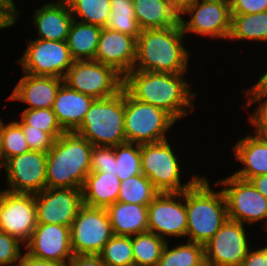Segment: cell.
<instances>
[{
	"label": "cell",
	"mask_w": 267,
	"mask_h": 266,
	"mask_svg": "<svg viewBox=\"0 0 267 266\" xmlns=\"http://www.w3.org/2000/svg\"><path fill=\"white\" fill-rule=\"evenodd\" d=\"M181 201L184 192H160L148 205V231L164 240L166 236H186L187 212Z\"/></svg>",
	"instance_id": "obj_15"
},
{
	"label": "cell",
	"mask_w": 267,
	"mask_h": 266,
	"mask_svg": "<svg viewBox=\"0 0 267 266\" xmlns=\"http://www.w3.org/2000/svg\"><path fill=\"white\" fill-rule=\"evenodd\" d=\"M231 14H253L267 11V0H229Z\"/></svg>",
	"instance_id": "obj_42"
},
{
	"label": "cell",
	"mask_w": 267,
	"mask_h": 266,
	"mask_svg": "<svg viewBox=\"0 0 267 266\" xmlns=\"http://www.w3.org/2000/svg\"><path fill=\"white\" fill-rule=\"evenodd\" d=\"M222 189L226 200L228 219L245 222L265 221L267 230V198L250 181L231 175L216 183Z\"/></svg>",
	"instance_id": "obj_10"
},
{
	"label": "cell",
	"mask_w": 267,
	"mask_h": 266,
	"mask_svg": "<svg viewBox=\"0 0 267 266\" xmlns=\"http://www.w3.org/2000/svg\"><path fill=\"white\" fill-rule=\"evenodd\" d=\"M98 255L106 266H134L132 236L114 234Z\"/></svg>",
	"instance_id": "obj_35"
},
{
	"label": "cell",
	"mask_w": 267,
	"mask_h": 266,
	"mask_svg": "<svg viewBox=\"0 0 267 266\" xmlns=\"http://www.w3.org/2000/svg\"><path fill=\"white\" fill-rule=\"evenodd\" d=\"M248 90H267V72L259 77V81Z\"/></svg>",
	"instance_id": "obj_49"
},
{
	"label": "cell",
	"mask_w": 267,
	"mask_h": 266,
	"mask_svg": "<svg viewBox=\"0 0 267 266\" xmlns=\"http://www.w3.org/2000/svg\"><path fill=\"white\" fill-rule=\"evenodd\" d=\"M198 266H215L211 262L206 261L205 259Z\"/></svg>",
	"instance_id": "obj_50"
},
{
	"label": "cell",
	"mask_w": 267,
	"mask_h": 266,
	"mask_svg": "<svg viewBox=\"0 0 267 266\" xmlns=\"http://www.w3.org/2000/svg\"><path fill=\"white\" fill-rule=\"evenodd\" d=\"M64 83L94 99L114 96L123 89L124 77L95 60H77L69 67Z\"/></svg>",
	"instance_id": "obj_8"
},
{
	"label": "cell",
	"mask_w": 267,
	"mask_h": 266,
	"mask_svg": "<svg viewBox=\"0 0 267 266\" xmlns=\"http://www.w3.org/2000/svg\"><path fill=\"white\" fill-rule=\"evenodd\" d=\"M159 193L144 174H139L120 182L117 201L149 205Z\"/></svg>",
	"instance_id": "obj_31"
},
{
	"label": "cell",
	"mask_w": 267,
	"mask_h": 266,
	"mask_svg": "<svg viewBox=\"0 0 267 266\" xmlns=\"http://www.w3.org/2000/svg\"><path fill=\"white\" fill-rule=\"evenodd\" d=\"M133 7L141 30L172 27L180 21L167 0H133Z\"/></svg>",
	"instance_id": "obj_26"
},
{
	"label": "cell",
	"mask_w": 267,
	"mask_h": 266,
	"mask_svg": "<svg viewBox=\"0 0 267 266\" xmlns=\"http://www.w3.org/2000/svg\"><path fill=\"white\" fill-rule=\"evenodd\" d=\"M228 39L267 42V11L253 14H232Z\"/></svg>",
	"instance_id": "obj_28"
},
{
	"label": "cell",
	"mask_w": 267,
	"mask_h": 266,
	"mask_svg": "<svg viewBox=\"0 0 267 266\" xmlns=\"http://www.w3.org/2000/svg\"><path fill=\"white\" fill-rule=\"evenodd\" d=\"M184 74L132 70L124 77L123 87L136 100L161 108L178 120L194 108L191 100L196 95Z\"/></svg>",
	"instance_id": "obj_1"
},
{
	"label": "cell",
	"mask_w": 267,
	"mask_h": 266,
	"mask_svg": "<svg viewBox=\"0 0 267 266\" xmlns=\"http://www.w3.org/2000/svg\"><path fill=\"white\" fill-rule=\"evenodd\" d=\"M75 131L93 146H117L125 143L124 87L114 96L95 99Z\"/></svg>",
	"instance_id": "obj_5"
},
{
	"label": "cell",
	"mask_w": 267,
	"mask_h": 266,
	"mask_svg": "<svg viewBox=\"0 0 267 266\" xmlns=\"http://www.w3.org/2000/svg\"><path fill=\"white\" fill-rule=\"evenodd\" d=\"M167 240L152 232L132 236L134 266H157Z\"/></svg>",
	"instance_id": "obj_29"
},
{
	"label": "cell",
	"mask_w": 267,
	"mask_h": 266,
	"mask_svg": "<svg viewBox=\"0 0 267 266\" xmlns=\"http://www.w3.org/2000/svg\"><path fill=\"white\" fill-rule=\"evenodd\" d=\"M255 131L258 132V133L263 134L267 139V130H255Z\"/></svg>",
	"instance_id": "obj_52"
},
{
	"label": "cell",
	"mask_w": 267,
	"mask_h": 266,
	"mask_svg": "<svg viewBox=\"0 0 267 266\" xmlns=\"http://www.w3.org/2000/svg\"><path fill=\"white\" fill-rule=\"evenodd\" d=\"M120 179L116 174L90 172L82 186V202L89 207L107 208L119 196Z\"/></svg>",
	"instance_id": "obj_25"
},
{
	"label": "cell",
	"mask_w": 267,
	"mask_h": 266,
	"mask_svg": "<svg viewBox=\"0 0 267 266\" xmlns=\"http://www.w3.org/2000/svg\"><path fill=\"white\" fill-rule=\"evenodd\" d=\"M23 74L8 99L27 103L30 106L26 109L52 108L64 79Z\"/></svg>",
	"instance_id": "obj_20"
},
{
	"label": "cell",
	"mask_w": 267,
	"mask_h": 266,
	"mask_svg": "<svg viewBox=\"0 0 267 266\" xmlns=\"http://www.w3.org/2000/svg\"><path fill=\"white\" fill-rule=\"evenodd\" d=\"M20 126L30 150L47 153L52 148L55 140L48 133L38 128H31L29 125Z\"/></svg>",
	"instance_id": "obj_41"
},
{
	"label": "cell",
	"mask_w": 267,
	"mask_h": 266,
	"mask_svg": "<svg viewBox=\"0 0 267 266\" xmlns=\"http://www.w3.org/2000/svg\"><path fill=\"white\" fill-rule=\"evenodd\" d=\"M19 125H29L31 128H38L48 133L54 140L60 137L65 130L59 124L52 108L45 109H24L21 113Z\"/></svg>",
	"instance_id": "obj_36"
},
{
	"label": "cell",
	"mask_w": 267,
	"mask_h": 266,
	"mask_svg": "<svg viewBox=\"0 0 267 266\" xmlns=\"http://www.w3.org/2000/svg\"><path fill=\"white\" fill-rule=\"evenodd\" d=\"M22 127L16 122L4 125L1 120V155L2 165L14 156L29 151Z\"/></svg>",
	"instance_id": "obj_37"
},
{
	"label": "cell",
	"mask_w": 267,
	"mask_h": 266,
	"mask_svg": "<svg viewBox=\"0 0 267 266\" xmlns=\"http://www.w3.org/2000/svg\"><path fill=\"white\" fill-rule=\"evenodd\" d=\"M184 14L191 16L188 22L180 17L184 34L191 32L228 40L232 21L229 0H198Z\"/></svg>",
	"instance_id": "obj_12"
},
{
	"label": "cell",
	"mask_w": 267,
	"mask_h": 266,
	"mask_svg": "<svg viewBox=\"0 0 267 266\" xmlns=\"http://www.w3.org/2000/svg\"><path fill=\"white\" fill-rule=\"evenodd\" d=\"M15 7L14 3L0 0V29L11 27L16 23L19 12Z\"/></svg>",
	"instance_id": "obj_43"
},
{
	"label": "cell",
	"mask_w": 267,
	"mask_h": 266,
	"mask_svg": "<svg viewBox=\"0 0 267 266\" xmlns=\"http://www.w3.org/2000/svg\"><path fill=\"white\" fill-rule=\"evenodd\" d=\"M73 18L105 28L111 14V0H66Z\"/></svg>",
	"instance_id": "obj_30"
},
{
	"label": "cell",
	"mask_w": 267,
	"mask_h": 266,
	"mask_svg": "<svg viewBox=\"0 0 267 266\" xmlns=\"http://www.w3.org/2000/svg\"><path fill=\"white\" fill-rule=\"evenodd\" d=\"M73 61L67 41L36 38L29 40L23 57L17 63L23 67V73L64 79Z\"/></svg>",
	"instance_id": "obj_11"
},
{
	"label": "cell",
	"mask_w": 267,
	"mask_h": 266,
	"mask_svg": "<svg viewBox=\"0 0 267 266\" xmlns=\"http://www.w3.org/2000/svg\"><path fill=\"white\" fill-rule=\"evenodd\" d=\"M17 266H67V264L37 259L25 252L24 255L21 256V259L17 263Z\"/></svg>",
	"instance_id": "obj_46"
},
{
	"label": "cell",
	"mask_w": 267,
	"mask_h": 266,
	"mask_svg": "<svg viewBox=\"0 0 267 266\" xmlns=\"http://www.w3.org/2000/svg\"><path fill=\"white\" fill-rule=\"evenodd\" d=\"M235 144L234 156L244 167L236 171L234 176L249 181L258 175L267 174V139L255 131Z\"/></svg>",
	"instance_id": "obj_22"
},
{
	"label": "cell",
	"mask_w": 267,
	"mask_h": 266,
	"mask_svg": "<svg viewBox=\"0 0 267 266\" xmlns=\"http://www.w3.org/2000/svg\"><path fill=\"white\" fill-rule=\"evenodd\" d=\"M106 210L115 235L134 236L148 232V205L116 201Z\"/></svg>",
	"instance_id": "obj_24"
},
{
	"label": "cell",
	"mask_w": 267,
	"mask_h": 266,
	"mask_svg": "<svg viewBox=\"0 0 267 266\" xmlns=\"http://www.w3.org/2000/svg\"><path fill=\"white\" fill-rule=\"evenodd\" d=\"M241 266H267V246L256 251L249 249Z\"/></svg>",
	"instance_id": "obj_45"
},
{
	"label": "cell",
	"mask_w": 267,
	"mask_h": 266,
	"mask_svg": "<svg viewBox=\"0 0 267 266\" xmlns=\"http://www.w3.org/2000/svg\"><path fill=\"white\" fill-rule=\"evenodd\" d=\"M0 164L2 166V155H1V119H0Z\"/></svg>",
	"instance_id": "obj_51"
},
{
	"label": "cell",
	"mask_w": 267,
	"mask_h": 266,
	"mask_svg": "<svg viewBox=\"0 0 267 266\" xmlns=\"http://www.w3.org/2000/svg\"><path fill=\"white\" fill-rule=\"evenodd\" d=\"M137 40L113 29L102 28L94 60L114 68L125 77L136 62Z\"/></svg>",
	"instance_id": "obj_19"
},
{
	"label": "cell",
	"mask_w": 267,
	"mask_h": 266,
	"mask_svg": "<svg viewBox=\"0 0 267 266\" xmlns=\"http://www.w3.org/2000/svg\"><path fill=\"white\" fill-rule=\"evenodd\" d=\"M204 259L202 244L188 241L169 249L166 243L157 266H198Z\"/></svg>",
	"instance_id": "obj_33"
},
{
	"label": "cell",
	"mask_w": 267,
	"mask_h": 266,
	"mask_svg": "<svg viewBox=\"0 0 267 266\" xmlns=\"http://www.w3.org/2000/svg\"><path fill=\"white\" fill-rule=\"evenodd\" d=\"M111 14L105 28L130 35L136 40L141 28L135 18L133 0H111Z\"/></svg>",
	"instance_id": "obj_32"
},
{
	"label": "cell",
	"mask_w": 267,
	"mask_h": 266,
	"mask_svg": "<svg viewBox=\"0 0 267 266\" xmlns=\"http://www.w3.org/2000/svg\"><path fill=\"white\" fill-rule=\"evenodd\" d=\"M74 19L67 38L70 55L74 61L94 60L102 27Z\"/></svg>",
	"instance_id": "obj_27"
},
{
	"label": "cell",
	"mask_w": 267,
	"mask_h": 266,
	"mask_svg": "<svg viewBox=\"0 0 267 266\" xmlns=\"http://www.w3.org/2000/svg\"><path fill=\"white\" fill-rule=\"evenodd\" d=\"M188 241L205 245L228 219L222 190L213 192L207 178L201 177L184 191Z\"/></svg>",
	"instance_id": "obj_4"
},
{
	"label": "cell",
	"mask_w": 267,
	"mask_h": 266,
	"mask_svg": "<svg viewBox=\"0 0 267 266\" xmlns=\"http://www.w3.org/2000/svg\"><path fill=\"white\" fill-rule=\"evenodd\" d=\"M244 224L227 219L204 245L205 260L215 266H241L249 245Z\"/></svg>",
	"instance_id": "obj_16"
},
{
	"label": "cell",
	"mask_w": 267,
	"mask_h": 266,
	"mask_svg": "<svg viewBox=\"0 0 267 266\" xmlns=\"http://www.w3.org/2000/svg\"><path fill=\"white\" fill-rule=\"evenodd\" d=\"M95 99L63 83L52 107L57 120L65 131H75Z\"/></svg>",
	"instance_id": "obj_23"
},
{
	"label": "cell",
	"mask_w": 267,
	"mask_h": 266,
	"mask_svg": "<svg viewBox=\"0 0 267 266\" xmlns=\"http://www.w3.org/2000/svg\"><path fill=\"white\" fill-rule=\"evenodd\" d=\"M47 153L29 150L9 158L1 167L6 169L7 191L38 194L46 188Z\"/></svg>",
	"instance_id": "obj_14"
},
{
	"label": "cell",
	"mask_w": 267,
	"mask_h": 266,
	"mask_svg": "<svg viewBox=\"0 0 267 266\" xmlns=\"http://www.w3.org/2000/svg\"><path fill=\"white\" fill-rule=\"evenodd\" d=\"M7 1L8 3H14L13 0H4Z\"/></svg>",
	"instance_id": "obj_53"
},
{
	"label": "cell",
	"mask_w": 267,
	"mask_h": 266,
	"mask_svg": "<svg viewBox=\"0 0 267 266\" xmlns=\"http://www.w3.org/2000/svg\"><path fill=\"white\" fill-rule=\"evenodd\" d=\"M73 16L66 0L47 3L34 13V25L42 40L67 41Z\"/></svg>",
	"instance_id": "obj_21"
},
{
	"label": "cell",
	"mask_w": 267,
	"mask_h": 266,
	"mask_svg": "<svg viewBox=\"0 0 267 266\" xmlns=\"http://www.w3.org/2000/svg\"><path fill=\"white\" fill-rule=\"evenodd\" d=\"M67 266H106L99 255L73 254Z\"/></svg>",
	"instance_id": "obj_44"
},
{
	"label": "cell",
	"mask_w": 267,
	"mask_h": 266,
	"mask_svg": "<svg viewBox=\"0 0 267 266\" xmlns=\"http://www.w3.org/2000/svg\"><path fill=\"white\" fill-rule=\"evenodd\" d=\"M114 150L116 156L115 172L120 181L142 174L141 147L139 144L125 142L114 146Z\"/></svg>",
	"instance_id": "obj_34"
},
{
	"label": "cell",
	"mask_w": 267,
	"mask_h": 266,
	"mask_svg": "<svg viewBox=\"0 0 267 266\" xmlns=\"http://www.w3.org/2000/svg\"><path fill=\"white\" fill-rule=\"evenodd\" d=\"M140 147L142 174L159 192L182 193L201 178L194 175L192 180L181 185L180 164L168 140L142 144Z\"/></svg>",
	"instance_id": "obj_7"
},
{
	"label": "cell",
	"mask_w": 267,
	"mask_h": 266,
	"mask_svg": "<svg viewBox=\"0 0 267 266\" xmlns=\"http://www.w3.org/2000/svg\"><path fill=\"white\" fill-rule=\"evenodd\" d=\"M20 244L24 245L18 238L0 231V266H17L14 263L22 256Z\"/></svg>",
	"instance_id": "obj_40"
},
{
	"label": "cell",
	"mask_w": 267,
	"mask_h": 266,
	"mask_svg": "<svg viewBox=\"0 0 267 266\" xmlns=\"http://www.w3.org/2000/svg\"><path fill=\"white\" fill-rule=\"evenodd\" d=\"M115 150L114 146H94L91 151L90 172H115Z\"/></svg>",
	"instance_id": "obj_38"
},
{
	"label": "cell",
	"mask_w": 267,
	"mask_h": 266,
	"mask_svg": "<svg viewBox=\"0 0 267 266\" xmlns=\"http://www.w3.org/2000/svg\"><path fill=\"white\" fill-rule=\"evenodd\" d=\"M93 145L76 131H65L47 152L46 188L81 189L90 173Z\"/></svg>",
	"instance_id": "obj_3"
},
{
	"label": "cell",
	"mask_w": 267,
	"mask_h": 266,
	"mask_svg": "<svg viewBox=\"0 0 267 266\" xmlns=\"http://www.w3.org/2000/svg\"><path fill=\"white\" fill-rule=\"evenodd\" d=\"M37 224H57L71 227L83 205L82 189L45 188L35 194Z\"/></svg>",
	"instance_id": "obj_17"
},
{
	"label": "cell",
	"mask_w": 267,
	"mask_h": 266,
	"mask_svg": "<svg viewBox=\"0 0 267 266\" xmlns=\"http://www.w3.org/2000/svg\"><path fill=\"white\" fill-rule=\"evenodd\" d=\"M245 95H250V100L245 104L246 106H251L255 102H262L256 108L254 115L251 114L248 119L256 130H267V90H244ZM265 98L264 102L262 101Z\"/></svg>",
	"instance_id": "obj_39"
},
{
	"label": "cell",
	"mask_w": 267,
	"mask_h": 266,
	"mask_svg": "<svg viewBox=\"0 0 267 266\" xmlns=\"http://www.w3.org/2000/svg\"><path fill=\"white\" fill-rule=\"evenodd\" d=\"M26 253L37 259L67 264L74 254L70 227L57 224H37L25 243ZM67 260V261H66Z\"/></svg>",
	"instance_id": "obj_18"
},
{
	"label": "cell",
	"mask_w": 267,
	"mask_h": 266,
	"mask_svg": "<svg viewBox=\"0 0 267 266\" xmlns=\"http://www.w3.org/2000/svg\"><path fill=\"white\" fill-rule=\"evenodd\" d=\"M252 185L267 198V174L258 175L249 180Z\"/></svg>",
	"instance_id": "obj_48"
},
{
	"label": "cell",
	"mask_w": 267,
	"mask_h": 266,
	"mask_svg": "<svg viewBox=\"0 0 267 266\" xmlns=\"http://www.w3.org/2000/svg\"><path fill=\"white\" fill-rule=\"evenodd\" d=\"M114 235L106 208L82 205L70 227L74 254L98 255Z\"/></svg>",
	"instance_id": "obj_9"
},
{
	"label": "cell",
	"mask_w": 267,
	"mask_h": 266,
	"mask_svg": "<svg viewBox=\"0 0 267 266\" xmlns=\"http://www.w3.org/2000/svg\"><path fill=\"white\" fill-rule=\"evenodd\" d=\"M36 226L35 195L0 191V231L25 244Z\"/></svg>",
	"instance_id": "obj_13"
},
{
	"label": "cell",
	"mask_w": 267,
	"mask_h": 266,
	"mask_svg": "<svg viewBox=\"0 0 267 266\" xmlns=\"http://www.w3.org/2000/svg\"><path fill=\"white\" fill-rule=\"evenodd\" d=\"M180 21L172 27L142 30L137 38L133 70L161 73H185L189 52L184 48Z\"/></svg>",
	"instance_id": "obj_2"
},
{
	"label": "cell",
	"mask_w": 267,
	"mask_h": 266,
	"mask_svg": "<svg viewBox=\"0 0 267 266\" xmlns=\"http://www.w3.org/2000/svg\"><path fill=\"white\" fill-rule=\"evenodd\" d=\"M170 8L180 18L198 0H167Z\"/></svg>",
	"instance_id": "obj_47"
},
{
	"label": "cell",
	"mask_w": 267,
	"mask_h": 266,
	"mask_svg": "<svg viewBox=\"0 0 267 266\" xmlns=\"http://www.w3.org/2000/svg\"><path fill=\"white\" fill-rule=\"evenodd\" d=\"M175 122L165 110L136 100L124 88L126 142L142 145L167 140L165 134Z\"/></svg>",
	"instance_id": "obj_6"
}]
</instances>
